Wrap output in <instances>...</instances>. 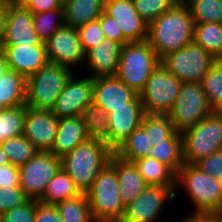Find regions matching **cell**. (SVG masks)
<instances>
[{
	"label": "cell",
	"mask_w": 222,
	"mask_h": 222,
	"mask_svg": "<svg viewBox=\"0 0 222 222\" xmlns=\"http://www.w3.org/2000/svg\"><path fill=\"white\" fill-rule=\"evenodd\" d=\"M146 40L160 60L194 41V20L188 6L177 3L149 23Z\"/></svg>",
	"instance_id": "6da1fadb"
},
{
	"label": "cell",
	"mask_w": 222,
	"mask_h": 222,
	"mask_svg": "<svg viewBox=\"0 0 222 222\" xmlns=\"http://www.w3.org/2000/svg\"><path fill=\"white\" fill-rule=\"evenodd\" d=\"M114 152L100 140L88 139L61 157V168L72 178L80 193H87Z\"/></svg>",
	"instance_id": "7a4b0ae2"
},
{
	"label": "cell",
	"mask_w": 222,
	"mask_h": 222,
	"mask_svg": "<svg viewBox=\"0 0 222 222\" xmlns=\"http://www.w3.org/2000/svg\"><path fill=\"white\" fill-rule=\"evenodd\" d=\"M115 166L109 162L86 193L95 222H121L125 205L121 198Z\"/></svg>",
	"instance_id": "3957f363"
},
{
	"label": "cell",
	"mask_w": 222,
	"mask_h": 222,
	"mask_svg": "<svg viewBox=\"0 0 222 222\" xmlns=\"http://www.w3.org/2000/svg\"><path fill=\"white\" fill-rule=\"evenodd\" d=\"M180 183L195 206L193 213H222V184L213 176L184 163L176 174V188Z\"/></svg>",
	"instance_id": "277c9868"
},
{
	"label": "cell",
	"mask_w": 222,
	"mask_h": 222,
	"mask_svg": "<svg viewBox=\"0 0 222 222\" xmlns=\"http://www.w3.org/2000/svg\"><path fill=\"white\" fill-rule=\"evenodd\" d=\"M160 62L147 40L128 42L122 46L116 76L140 95L151 73Z\"/></svg>",
	"instance_id": "5b68a950"
},
{
	"label": "cell",
	"mask_w": 222,
	"mask_h": 222,
	"mask_svg": "<svg viewBox=\"0 0 222 222\" xmlns=\"http://www.w3.org/2000/svg\"><path fill=\"white\" fill-rule=\"evenodd\" d=\"M72 74L70 68L48 62L26 78L25 105L36 110H51Z\"/></svg>",
	"instance_id": "8992f818"
},
{
	"label": "cell",
	"mask_w": 222,
	"mask_h": 222,
	"mask_svg": "<svg viewBox=\"0 0 222 222\" xmlns=\"http://www.w3.org/2000/svg\"><path fill=\"white\" fill-rule=\"evenodd\" d=\"M184 163L196 164L222 150V118L209 114L195 126L182 132Z\"/></svg>",
	"instance_id": "52a82bcc"
},
{
	"label": "cell",
	"mask_w": 222,
	"mask_h": 222,
	"mask_svg": "<svg viewBox=\"0 0 222 222\" xmlns=\"http://www.w3.org/2000/svg\"><path fill=\"white\" fill-rule=\"evenodd\" d=\"M182 83L161 63L158 64L139 95L144 113L168 115L175 104Z\"/></svg>",
	"instance_id": "ba28073f"
},
{
	"label": "cell",
	"mask_w": 222,
	"mask_h": 222,
	"mask_svg": "<svg viewBox=\"0 0 222 222\" xmlns=\"http://www.w3.org/2000/svg\"><path fill=\"white\" fill-rule=\"evenodd\" d=\"M216 59L195 41L161 59L166 70L181 82L200 83Z\"/></svg>",
	"instance_id": "9c48e42d"
},
{
	"label": "cell",
	"mask_w": 222,
	"mask_h": 222,
	"mask_svg": "<svg viewBox=\"0 0 222 222\" xmlns=\"http://www.w3.org/2000/svg\"><path fill=\"white\" fill-rule=\"evenodd\" d=\"M212 113V105L202 89L201 83H182L175 104L168 114L177 132L195 126Z\"/></svg>",
	"instance_id": "30bf717a"
},
{
	"label": "cell",
	"mask_w": 222,
	"mask_h": 222,
	"mask_svg": "<svg viewBox=\"0 0 222 222\" xmlns=\"http://www.w3.org/2000/svg\"><path fill=\"white\" fill-rule=\"evenodd\" d=\"M60 169L61 157L47 151H39L25 164L20 165V187L26 197L39 201L47 184Z\"/></svg>",
	"instance_id": "8fae6325"
},
{
	"label": "cell",
	"mask_w": 222,
	"mask_h": 222,
	"mask_svg": "<svg viewBox=\"0 0 222 222\" xmlns=\"http://www.w3.org/2000/svg\"><path fill=\"white\" fill-rule=\"evenodd\" d=\"M176 187L148 185L126 205L121 222H154L168 200L175 198Z\"/></svg>",
	"instance_id": "7c38bea8"
},
{
	"label": "cell",
	"mask_w": 222,
	"mask_h": 222,
	"mask_svg": "<svg viewBox=\"0 0 222 222\" xmlns=\"http://www.w3.org/2000/svg\"><path fill=\"white\" fill-rule=\"evenodd\" d=\"M93 100V79L91 77L78 78L73 75L66 82L64 89L51 109L58 119L82 116L84 109Z\"/></svg>",
	"instance_id": "4fadbf2b"
},
{
	"label": "cell",
	"mask_w": 222,
	"mask_h": 222,
	"mask_svg": "<svg viewBox=\"0 0 222 222\" xmlns=\"http://www.w3.org/2000/svg\"><path fill=\"white\" fill-rule=\"evenodd\" d=\"M45 46L50 63L72 68L85 62V53L80 44L77 28L64 24L45 42Z\"/></svg>",
	"instance_id": "5bb4252c"
},
{
	"label": "cell",
	"mask_w": 222,
	"mask_h": 222,
	"mask_svg": "<svg viewBox=\"0 0 222 222\" xmlns=\"http://www.w3.org/2000/svg\"><path fill=\"white\" fill-rule=\"evenodd\" d=\"M104 13L119 24L123 45L147 39L148 24L134 9L132 0H105Z\"/></svg>",
	"instance_id": "9a60e30c"
},
{
	"label": "cell",
	"mask_w": 222,
	"mask_h": 222,
	"mask_svg": "<svg viewBox=\"0 0 222 222\" xmlns=\"http://www.w3.org/2000/svg\"><path fill=\"white\" fill-rule=\"evenodd\" d=\"M58 129V118L51 110H36L26 106L24 136L38 151L52 150Z\"/></svg>",
	"instance_id": "2e32d148"
},
{
	"label": "cell",
	"mask_w": 222,
	"mask_h": 222,
	"mask_svg": "<svg viewBox=\"0 0 222 222\" xmlns=\"http://www.w3.org/2000/svg\"><path fill=\"white\" fill-rule=\"evenodd\" d=\"M7 22L1 46L38 45L41 40L33 27V13L26 7L6 2Z\"/></svg>",
	"instance_id": "e0dca14e"
},
{
	"label": "cell",
	"mask_w": 222,
	"mask_h": 222,
	"mask_svg": "<svg viewBox=\"0 0 222 222\" xmlns=\"http://www.w3.org/2000/svg\"><path fill=\"white\" fill-rule=\"evenodd\" d=\"M138 96L117 76L98 77L93 79L92 102L109 114L112 109L128 107Z\"/></svg>",
	"instance_id": "ac0fdd59"
},
{
	"label": "cell",
	"mask_w": 222,
	"mask_h": 222,
	"mask_svg": "<svg viewBox=\"0 0 222 222\" xmlns=\"http://www.w3.org/2000/svg\"><path fill=\"white\" fill-rule=\"evenodd\" d=\"M144 114L139 95L128 102V107L112 109L109 113V148L112 151L141 125Z\"/></svg>",
	"instance_id": "d6986e66"
},
{
	"label": "cell",
	"mask_w": 222,
	"mask_h": 222,
	"mask_svg": "<svg viewBox=\"0 0 222 222\" xmlns=\"http://www.w3.org/2000/svg\"><path fill=\"white\" fill-rule=\"evenodd\" d=\"M6 57L9 70L22 74L25 78L36 73L49 61L45 42L38 45L1 46Z\"/></svg>",
	"instance_id": "ffe728a7"
},
{
	"label": "cell",
	"mask_w": 222,
	"mask_h": 222,
	"mask_svg": "<svg viewBox=\"0 0 222 222\" xmlns=\"http://www.w3.org/2000/svg\"><path fill=\"white\" fill-rule=\"evenodd\" d=\"M122 44L111 39H105L96 47L85 53V63H88L92 79L98 77L116 76L119 67Z\"/></svg>",
	"instance_id": "44dd1931"
},
{
	"label": "cell",
	"mask_w": 222,
	"mask_h": 222,
	"mask_svg": "<svg viewBox=\"0 0 222 222\" xmlns=\"http://www.w3.org/2000/svg\"><path fill=\"white\" fill-rule=\"evenodd\" d=\"M88 139L82 116L59 118L56 139L50 152L62 157Z\"/></svg>",
	"instance_id": "7402d4cb"
},
{
	"label": "cell",
	"mask_w": 222,
	"mask_h": 222,
	"mask_svg": "<svg viewBox=\"0 0 222 222\" xmlns=\"http://www.w3.org/2000/svg\"><path fill=\"white\" fill-rule=\"evenodd\" d=\"M110 162L115 166L119 183V192L124 205L131 203L148 184L133 162L122 160L114 154L110 158Z\"/></svg>",
	"instance_id": "603a6c76"
},
{
	"label": "cell",
	"mask_w": 222,
	"mask_h": 222,
	"mask_svg": "<svg viewBox=\"0 0 222 222\" xmlns=\"http://www.w3.org/2000/svg\"><path fill=\"white\" fill-rule=\"evenodd\" d=\"M105 0H69L64 6L65 25L79 28L104 13Z\"/></svg>",
	"instance_id": "cb8c5ba5"
},
{
	"label": "cell",
	"mask_w": 222,
	"mask_h": 222,
	"mask_svg": "<svg viewBox=\"0 0 222 222\" xmlns=\"http://www.w3.org/2000/svg\"><path fill=\"white\" fill-rule=\"evenodd\" d=\"M147 157L157 159L177 174L184 165L182 133L176 131L169 139L151 146Z\"/></svg>",
	"instance_id": "d4e9b609"
},
{
	"label": "cell",
	"mask_w": 222,
	"mask_h": 222,
	"mask_svg": "<svg viewBox=\"0 0 222 222\" xmlns=\"http://www.w3.org/2000/svg\"><path fill=\"white\" fill-rule=\"evenodd\" d=\"M133 163L148 185L176 187V174L157 159L146 156Z\"/></svg>",
	"instance_id": "484cf974"
},
{
	"label": "cell",
	"mask_w": 222,
	"mask_h": 222,
	"mask_svg": "<svg viewBox=\"0 0 222 222\" xmlns=\"http://www.w3.org/2000/svg\"><path fill=\"white\" fill-rule=\"evenodd\" d=\"M26 78L16 71L8 70L0 78V109L25 104Z\"/></svg>",
	"instance_id": "4316f807"
},
{
	"label": "cell",
	"mask_w": 222,
	"mask_h": 222,
	"mask_svg": "<svg viewBox=\"0 0 222 222\" xmlns=\"http://www.w3.org/2000/svg\"><path fill=\"white\" fill-rule=\"evenodd\" d=\"M79 194L81 193L75 187L72 178L61 168L47 184L46 190L39 202L55 205L66 199L74 198Z\"/></svg>",
	"instance_id": "83f0119b"
},
{
	"label": "cell",
	"mask_w": 222,
	"mask_h": 222,
	"mask_svg": "<svg viewBox=\"0 0 222 222\" xmlns=\"http://www.w3.org/2000/svg\"><path fill=\"white\" fill-rule=\"evenodd\" d=\"M151 146L150 138L145 130L139 126L113 152L118 158L133 162L146 157Z\"/></svg>",
	"instance_id": "f1b7e54d"
},
{
	"label": "cell",
	"mask_w": 222,
	"mask_h": 222,
	"mask_svg": "<svg viewBox=\"0 0 222 222\" xmlns=\"http://www.w3.org/2000/svg\"><path fill=\"white\" fill-rule=\"evenodd\" d=\"M82 117L89 139L103 141L109 147V114L92 102L84 109Z\"/></svg>",
	"instance_id": "f546056e"
},
{
	"label": "cell",
	"mask_w": 222,
	"mask_h": 222,
	"mask_svg": "<svg viewBox=\"0 0 222 222\" xmlns=\"http://www.w3.org/2000/svg\"><path fill=\"white\" fill-rule=\"evenodd\" d=\"M194 41L217 60L222 53V23L194 24Z\"/></svg>",
	"instance_id": "4dcf8cb0"
},
{
	"label": "cell",
	"mask_w": 222,
	"mask_h": 222,
	"mask_svg": "<svg viewBox=\"0 0 222 222\" xmlns=\"http://www.w3.org/2000/svg\"><path fill=\"white\" fill-rule=\"evenodd\" d=\"M55 206L63 222H95L85 193L58 202Z\"/></svg>",
	"instance_id": "1f68e13d"
},
{
	"label": "cell",
	"mask_w": 222,
	"mask_h": 222,
	"mask_svg": "<svg viewBox=\"0 0 222 222\" xmlns=\"http://www.w3.org/2000/svg\"><path fill=\"white\" fill-rule=\"evenodd\" d=\"M26 105L0 109V144L24 134Z\"/></svg>",
	"instance_id": "d6a6232c"
},
{
	"label": "cell",
	"mask_w": 222,
	"mask_h": 222,
	"mask_svg": "<svg viewBox=\"0 0 222 222\" xmlns=\"http://www.w3.org/2000/svg\"><path fill=\"white\" fill-rule=\"evenodd\" d=\"M140 126L150 138L152 146L169 139L176 132L168 115L145 113Z\"/></svg>",
	"instance_id": "836d02e7"
},
{
	"label": "cell",
	"mask_w": 222,
	"mask_h": 222,
	"mask_svg": "<svg viewBox=\"0 0 222 222\" xmlns=\"http://www.w3.org/2000/svg\"><path fill=\"white\" fill-rule=\"evenodd\" d=\"M1 146L9 163L17 167L25 164L39 152L24 135L10 138L1 143Z\"/></svg>",
	"instance_id": "e575fe53"
},
{
	"label": "cell",
	"mask_w": 222,
	"mask_h": 222,
	"mask_svg": "<svg viewBox=\"0 0 222 222\" xmlns=\"http://www.w3.org/2000/svg\"><path fill=\"white\" fill-rule=\"evenodd\" d=\"M33 20V27L39 39L42 42H46L65 24L64 8H56L50 11L33 14Z\"/></svg>",
	"instance_id": "d590c367"
},
{
	"label": "cell",
	"mask_w": 222,
	"mask_h": 222,
	"mask_svg": "<svg viewBox=\"0 0 222 222\" xmlns=\"http://www.w3.org/2000/svg\"><path fill=\"white\" fill-rule=\"evenodd\" d=\"M190 9L194 24L196 23H222V0H196Z\"/></svg>",
	"instance_id": "8d00e7d4"
},
{
	"label": "cell",
	"mask_w": 222,
	"mask_h": 222,
	"mask_svg": "<svg viewBox=\"0 0 222 222\" xmlns=\"http://www.w3.org/2000/svg\"><path fill=\"white\" fill-rule=\"evenodd\" d=\"M134 9L147 23L173 8L177 0H132Z\"/></svg>",
	"instance_id": "74e56055"
},
{
	"label": "cell",
	"mask_w": 222,
	"mask_h": 222,
	"mask_svg": "<svg viewBox=\"0 0 222 222\" xmlns=\"http://www.w3.org/2000/svg\"><path fill=\"white\" fill-rule=\"evenodd\" d=\"M200 83L209 103L213 106L222 98V63L216 60Z\"/></svg>",
	"instance_id": "f35d334b"
},
{
	"label": "cell",
	"mask_w": 222,
	"mask_h": 222,
	"mask_svg": "<svg viewBox=\"0 0 222 222\" xmlns=\"http://www.w3.org/2000/svg\"><path fill=\"white\" fill-rule=\"evenodd\" d=\"M80 44L84 53L89 49L96 47L105 40L103 30L100 27L99 20L89 21L78 28Z\"/></svg>",
	"instance_id": "ab89813d"
},
{
	"label": "cell",
	"mask_w": 222,
	"mask_h": 222,
	"mask_svg": "<svg viewBox=\"0 0 222 222\" xmlns=\"http://www.w3.org/2000/svg\"><path fill=\"white\" fill-rule=\"evenodd\" d=\"M38 200L28 199L23 204L3 213L0 219L4 222H34Z\"/></svg>",
	"instance_id": "60d3db41"
},
{
	"label": "cell",
	"mask_w": 222,
	"mask_h": 222,
	"mask_svg": "<svg viewBox=\"0 0 222 222\" xmlns=\"http://www.w3.org/2000/svg\"><path fill=\"white\" fill-rule=\"evenodd\" d=\"M24 191L20 186L0 188V216L8 210L26 202Z\"/></svg>",
	"instance_id": "b9f144b4"
},
{
	"label": "cell",
	"mask_w": 222,
	"mask_h": 222,
	"mask_svg": "<svg viewBox=\"0 0 222 222\" xmlns=\"http://www.w3.org/2000/svg\"><path fill=\"white\" fill-rule=\"evenodd\" d=\"M196 165L222 184V150L201 159Z\"/></svg>",
	"instance_id": "7bdbcfd3"
},
{
	"label": "cell",
	"mask_w": 222,
	"mask_h": 222,
	"mask_svg": "<svg viewBox=\"0 0 222 222\" xmlns=\"http://www.w3.org/2000/svg\"><path fill=\"white\" fill-rule=\"evenodd\" d=\"M98 20L105 39H111L123 45L122 30L116 20L105 13H103Z\"/></svg>",
	"instance_id": "ee69618b"
},
{
	"label": "cell",
	"mask_w": 222,
	"mask_h": 222,
	"mask_svg": "<svg viewBox=\"0 0 222 222\" xmlns=\"http://www.w3.org/2000/svg\"><path fill=\"white\" fill-rule=\"evenodd\" d=\"M19 167L10 163L0 165V188L20 186Z\"/></svg>",
	"instance_id": "f6af8a7d"
},
{
	"label": "cell",
	"mask_w": 222,
	"mask_h": 222,
	"mask_svg": "<svg viewBox=\"0 0 222 222\" xmlns=\"http://www.w3.org/2000/svg\"><path fill=\"white\" fill-rule=\"evenodd\" d=\"M34 222H63L55 205L37 202Z\"/></svg>",
	"instance_id": "bcb514c9"
},
{
	"label": "cell",
	"mask_w": 222,
	"mask_h": 222,
	"mask_svg": "<svg viewBox=\"0 0 222 222\" xmlns=\"http://www.w3.org/2000/svg\"><path fill=\"white\" fill-rule=\"evenodd\" d=\"M25 7L33 14L63 8L57 0H31Z\"/></svg>",
	"instance_id": "7dc6e473"
},
{
	"label": "cell",
	"mask_w": 222,
	"mask_h": 222,
	"mask_svg": "<svg viewBox=\"0 0 222 222\" xmlns=\"http://www.w3.org/2000/svg\"><path fill=\"white\" fill-rule=\"evenodd\" d=\"M182 222H222V213H190Z\"/></svg>",
	"instance_id": "c3c4849f"
},
{
	"label": "cell",
	"mask_w": 222,
	"mask_h": 222,
	"mask_svg": "<svg viewBox=\"0 0 222 222\" xmlns=\"http://www.w3.org/2000/svg\"><path fill=\"white\" fill-rule=\"evenodd\" d=\"M6 22H7V8L5 4V6L0 10V50L5 36Z\"/></svg>",
	"instance_id": "681fc988"
},
{
	"label": "cell",
	"mask_w": 222,
	"mask_h": 222,
	"mask_svg": "<svg viewBox=\"0 0 222 222\" xmlns=\"http://www.w3.org/2000/svg\"><path fill=\"white\" fill-rule=\"evenodd\" d=\"M9 70V66L6 60L5 55L0 50V78Z\"/></svg>",
	"instance_id": "f907efd6"
},
{
	"label": "cell",
	"mask_w": 222,
	"mask_h": 222,
	"mask_svg": "<svg viewBox=\"0 0 222 222\" xmlns=\"http://www.w3.org/2000/svg\"><path fill=\"white\" fill-rule=\"evenodd\" d=\"M212 113L222 118V98L212 106Z\"/></svg>",
	"instance_id": "816d5d0a"
},
{
	"label": "cell",
	"mask_w": 222,
	"mask_h": 222,
	"mask_svg": "<svg viewBox=\"0 0 222 222\" xmlns=\"http://www.w3.org/2000/svg\"><path fill=\"white\" fill-rule=\"evenodd\" d=\"M31 0H7V3H10L15 6L25 7Z\"/></svg>",
	"instance_id": "f5cc1de1"
},
{
	"label": "cell",
	"mask_w": 222,
	"mask_h": 222,
	"mask_svg": "<svg viewBox=\"0 0 222 222\" xmlns=\"http://www.w3.org/2000/svg\"><path fill=\"white\" fill-rule=\"evenodd\" d=\"M9 163L7 155L3 152L2 146L0 144V165Z\"/></svg>",
	"instance_id": "db71d44e"
},
{
	"label": "cell",
	"mask_w": 222,
	"mask_h": 222,
	"mask_svg": "<svg viewBox=\"0 0 222 222\" xmlns=\"http://www.w3.org/2000/svg\"><path fill=\"white\" fill-rule=\"evenodd\" d=\"M193 1H196V0H177L178 4H181L184 6H189Z\"/></svg>",
	"instance_id": "11a10c76"
},
{
	"label": "cell",
	"mask_w": 222,
	"mask_h": 222,
	"mask_svg": "<svg viewBox=\"0 0 222 222\" xmlns=\"http://www.w3.org/2000/svg\"><path fill=\"white\" fill-rule=\"evenodd\" d=\"M57 1L63 7L69 0H57Z\"/></svg>",
	"instance_id": "9f6ffc18"
},
{
	"label": "cell",
	"mask_w": 222,
	"mask_h": 222,
	"mask_svg": "<svg viewBox=\"0 0 222 222\" xmlns=\"http://www.w3.org/2000/svg\"><path fill=\"white\" fill-rule=\"evenodd\" d=\"M7 0H0V10L5 6Z\"/></svg>",
	"instance_id": "6f0895ef"
},
{
	"label": "cell",
	"mask_w": 222,
	"mask_h": 222,
	"mask_svg": "<svg viewBox=\"0 0 222 222\" xmlns=\"http://www.w3.org/2000/svg\"><path fill=\"white\" fill-rule=\"evenodd\" d=\"M218 62L222 63V53L220 54L219 58L217 59Z\"/></svg>",
	"instance_id": "680465c9"
}]
</instances>
